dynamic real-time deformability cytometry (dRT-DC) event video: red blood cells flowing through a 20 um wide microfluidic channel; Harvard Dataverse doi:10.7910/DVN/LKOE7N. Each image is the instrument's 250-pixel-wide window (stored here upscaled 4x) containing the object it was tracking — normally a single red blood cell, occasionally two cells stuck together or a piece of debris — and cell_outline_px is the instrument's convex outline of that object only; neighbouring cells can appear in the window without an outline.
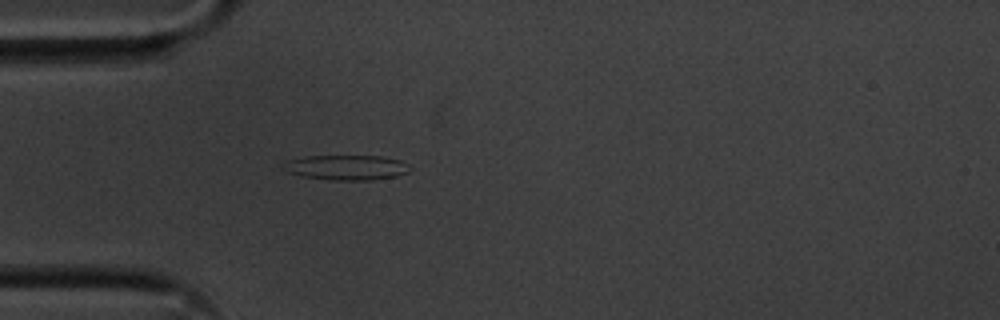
{"species": "common noctule bat (a hibernating species)", "species_latin": "Nyctalus noctula", "temperature_condition": "cold", "stored_images_in_passage": 40, "camera_frame_rate_fps": 3000, "um_per_image_px": 0.085, "animal": {"sex": "male", "body_mass_g": 20.1, "forearm_length_mm": 53.5}, "frame": {"image": 1, "passage_image": 1, "time_ms": 0.0, "image_size_px": [1000, 320], "cell_outline_px": [[412, 168], [408, 172], [396, 176], [368, 180], [332, 180], [300, 176], [288, 172], [280, 168], [284, 160], [308, 156], [380, 156], [400, 160], [408, 164]], "centroid_in_image_um": [29.39, 14.23], "position_along_channel_um": 55.6, "area_um2": 18.61}}
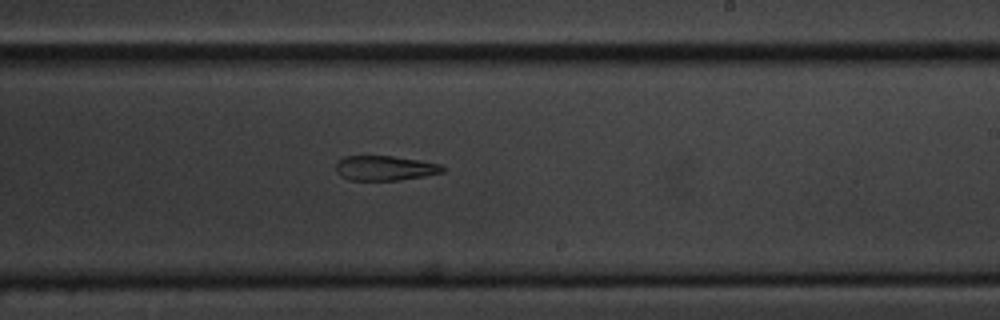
{"frame": {"image": 2, "passage_image": 18, "time_ms": 5.667, "image_size_px": [1000, 320], "cell_outline_px": [[444, 172], [424, 176], [400, 180], [348, 180], [340, 176], [336, 172], [336, 160], [344, 156], [392, 156], [420, 160], [440, 164], [444, 168]], "centroid_in_image_um": [32.68, 14.29], "position_along_channel_um": 256.3, "area_um2": 15.55}}
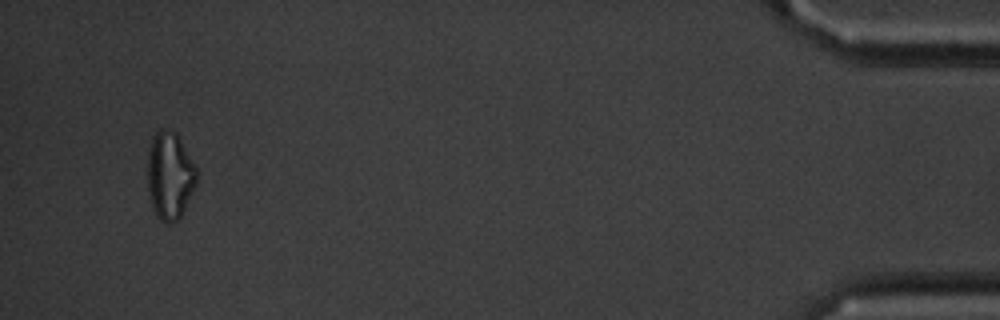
{"frame": {"image": 3, "passage_image": 38, "time_ms": 12.333, "image_size_px": [1000, 320], "cell_outline_px": [[196, 184], [180, 216], [172, 224], [168, 224], [160, 220], [156, 216], [152, 208], [148, 192], [148, 152], [152, 136], [160, 128], [172, 128], [176, 132], [196, 164]], "centroid_in_image_um": [14.42, 14.88], "position_along_channel_um": 420.8, "area_um2": 25.32}}